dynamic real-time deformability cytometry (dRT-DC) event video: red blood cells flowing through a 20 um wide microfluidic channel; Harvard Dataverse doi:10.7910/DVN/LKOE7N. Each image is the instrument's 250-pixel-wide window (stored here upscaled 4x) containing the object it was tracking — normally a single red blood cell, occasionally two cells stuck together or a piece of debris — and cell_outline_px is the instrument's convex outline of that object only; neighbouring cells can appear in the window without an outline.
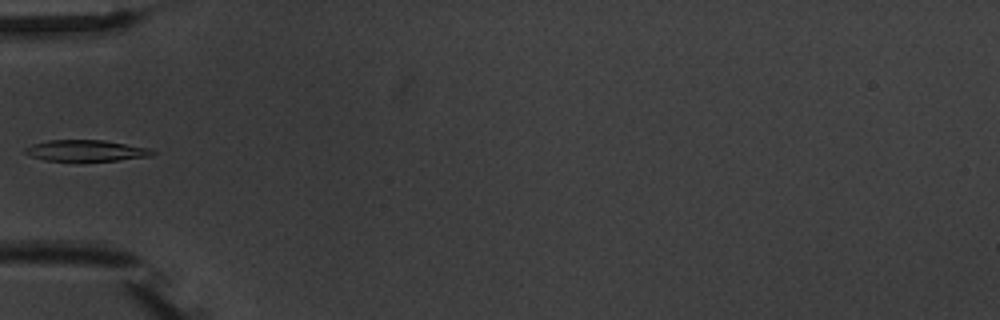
{"species": "common noctule bat (a hibernating species)", "species_latin": "Nyctalus noctula", "temperature_condition": "warm", "stored_images_in_passage": 4, "camera_frame_rate_fps": 3000, "um_per_image_px": 0.085, "animal": {"sex": "male", "body_mass_g": 20.1, "forearm_length_mm": 53.5}, "frame": {"image": 1, "passage_image": 4, "time_ms": 4.333, "image_size_px": [1000, 320], "cell_outline_px": [[156, 152], [152, 156], [80, 164], [44, 160], [32, 156], [24, 152], [24, 148], [32, 144], [48, 140], [104, 140], [148, 148]], "centroid_in_image_um": [7.27, 12.85], "position_along_channel_um": 77.7, "area_um2": 16.47}}